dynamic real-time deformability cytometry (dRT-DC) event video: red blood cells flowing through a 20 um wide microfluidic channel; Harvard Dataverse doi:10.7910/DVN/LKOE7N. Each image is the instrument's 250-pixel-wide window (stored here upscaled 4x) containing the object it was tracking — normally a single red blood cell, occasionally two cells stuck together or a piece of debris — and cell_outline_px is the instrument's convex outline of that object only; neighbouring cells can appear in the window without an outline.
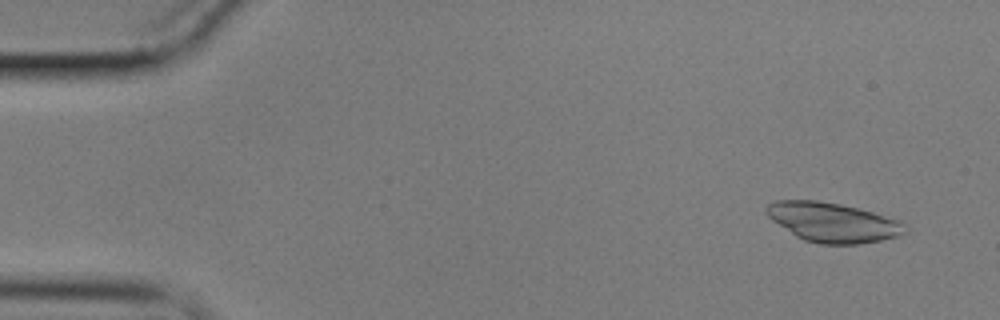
{"species": "common noctule bat (a hibernating species)", "species_latin": "Nyctalus noctula", "temperature_condition": "cold", "stored_images_in_passage": 8, "camera_frame_rate_fps": 3000, "um_per_image_px": 0.085, "animal": {"sex": "male", "body_mass_g": 17.9}, "frame": {"image": 1, "passage_image": 2, "time_ms": 0.333, "image_size_px": [1000, 320], "cell_outline_px": [[908, 232], [900, 236], [860, 244], [820, 244], [804, 240], [796, 236], [772, 220], [768, 216], [768, 204], [776, 200], [816, 200], [840, 204], [872, 212], [900, 220], [908, 228]], "centroid_in_image_um": [70.83, 18.91], "position_along_channel_um": 14.2, "area_um2": 31.73}}